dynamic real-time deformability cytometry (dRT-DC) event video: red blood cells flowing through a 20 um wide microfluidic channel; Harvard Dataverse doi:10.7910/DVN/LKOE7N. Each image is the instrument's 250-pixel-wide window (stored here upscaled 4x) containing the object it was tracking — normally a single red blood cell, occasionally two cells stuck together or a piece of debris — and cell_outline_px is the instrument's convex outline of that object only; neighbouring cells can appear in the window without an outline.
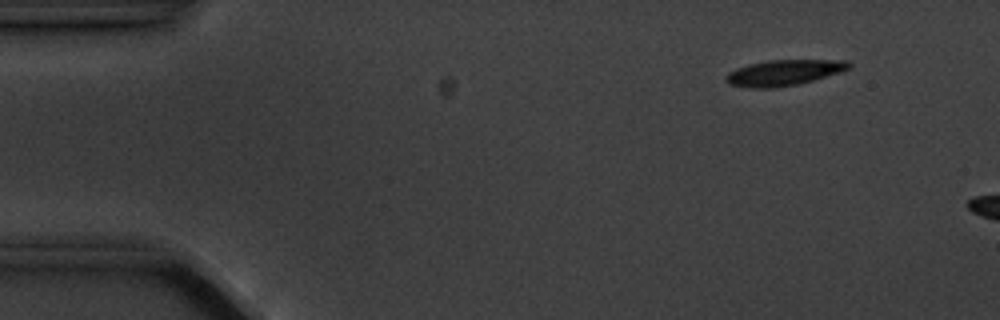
{"species": "common noctule bat (a hibernating species)", "species_latin": "Nyctalus noctula", "temperature_condition": "cold", "stored_images_in_passage": 3, "camera_frame_rate_fps": 3000, "um_per_image_px": 0.085, "animal": {"sex": "male", "body_mass_g": 20.1, "forearm_length_mm": 53.5}, "frame": {"image": 1, "passage_image": 2, "time_ms": 1.333, "image_size_px": [1000, 320], "cell_outline_px": [[852, 68], [840, 72], [812, 80], [796, 84], [772, 88], [752, 88], [728, 84], [724, 80], [724, 76], [728, 72], [736, 68], [748, 64], [768, 60], [848, 60], [852, 64]], "centroid_in_image_um": [66.6, 6.17], "position_along_channel_um": 18.4, "area_um2": 18.5}}